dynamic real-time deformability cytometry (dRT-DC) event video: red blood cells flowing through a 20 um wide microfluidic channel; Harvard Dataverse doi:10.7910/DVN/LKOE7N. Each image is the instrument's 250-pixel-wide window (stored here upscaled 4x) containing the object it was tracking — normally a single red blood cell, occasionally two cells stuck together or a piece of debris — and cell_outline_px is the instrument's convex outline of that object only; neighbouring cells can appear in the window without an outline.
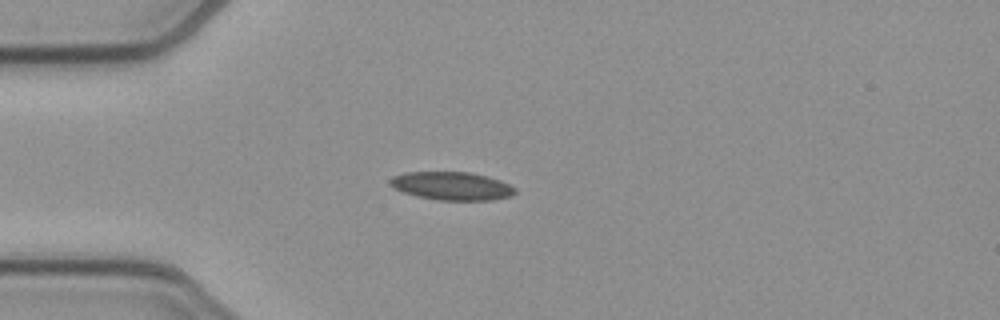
{"species": "common noctule bat (a hibernating species)", "species_latin": "Nyctalus noctula", "temperature_condition": "cold", "stored_images_in_passage": 40, "camera_frame_rate_fps": 3000, "um_per_image_px": 0.085, "animal": {"sex": "female", "body_mass_g": 21.9}, "frame": {"image": 1, "passage_image": 1, "time_ms": 0.0, "image_size_px": [1000, 320], "cell_outline_px": [[516, 192], [512, 196], [492, 200], [440, 200], [416, 196], [404, 192], [388, 184], [388, 180], [392, 176], [404, 172], [468, 172], [488, 176], [500, 180], [516, 188]], "centroid_in_image_um": [38.4, 15.8], "position_along_channel_um": 46.6, "area_um2": 20.63}}
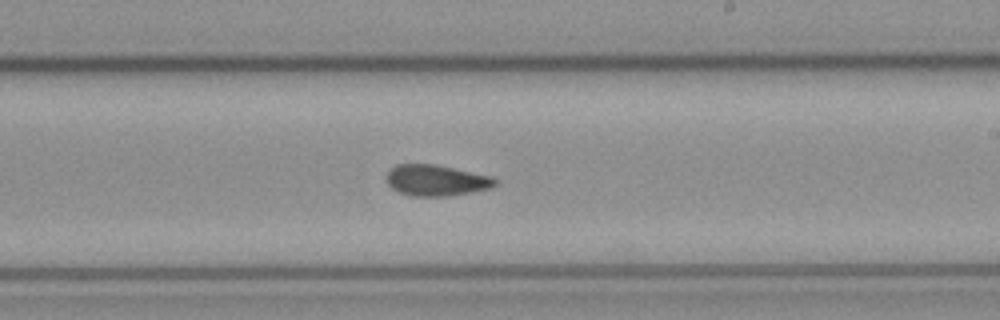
{"frame": {"image": 2, "passage_image": 18, "time_ms": 5.667, "image_size_px": [1000, 320], "cell_outline_px": [[496, 184], [492, 188], [472, 192], [448, 196], [412, 196], [400, 192], [392, 188], [384, 180], [384, 176], [396, 164], [436, 164], [492, 176], [496, 180]], "centroid_in_image_um": [37.06, 15.32], "position_along_channel_um": 251.9, "area_um2": 19.83}}
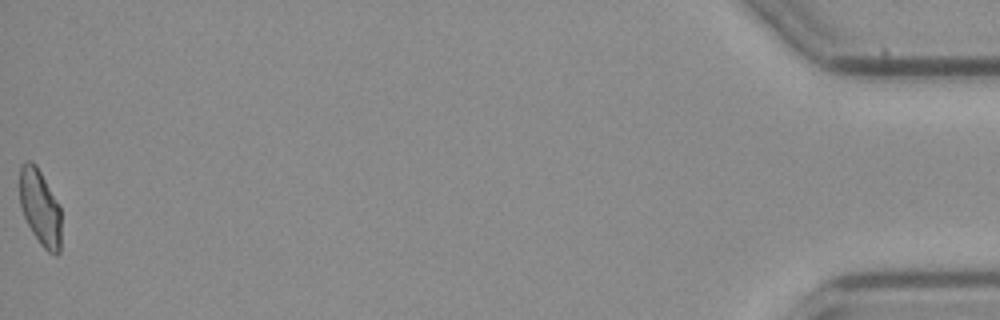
{"frame": {"image": 3, "passage_image": 40, "time_ms": 13.0, "image_size_px": [1000, 320], "cell_outline_px": [[60, 252], [56, 256], [48, 252], [40, 244], [32, 232], [24, 216], [20, 204], [20, 164], [24, 160], [32, 160], [36, 164], [60, 204]], "centroid_in_image_um": [3.41, 17.6], "position_along_channel_um": 431.8, "area_um2": 18.61}, "authors_computed_cell_mechanics": {"area_um2": 19.7965, "velocity_mm_per_s": 3.8876, "shape_relaxation_time_tau1_ms": null, "shape_relaxation_time_tau2_ms": 4.7282, "deformation_change_tau1": null, "deformation_change_tau2": 0.0802}}